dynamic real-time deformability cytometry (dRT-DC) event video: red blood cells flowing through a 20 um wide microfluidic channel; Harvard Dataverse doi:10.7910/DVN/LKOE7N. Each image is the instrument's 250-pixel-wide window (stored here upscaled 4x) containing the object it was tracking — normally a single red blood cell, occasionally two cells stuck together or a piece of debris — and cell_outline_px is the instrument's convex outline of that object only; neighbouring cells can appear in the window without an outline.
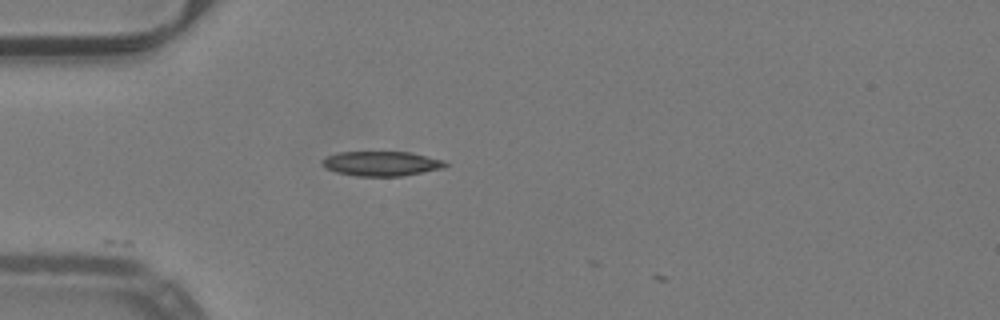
{"species": "common noctule bat (a hibernating species)", "species_latin": "Nyctalus noctula", "temperature_condition": "warm", "stored_images_in_passage": 4, "camera_frame_rate_fps": 3000, "um_per_image_px": 0.085, "animal": {"sex": "male", "body_mass_g": 19.2, "forearm_length_mm": 51.8}, "frame": {"image": 1, "passage_image": 3, "time_ms": 0.667, "image_size_px": [1000, 320], "cell_outline_px": [[448, 164], [444, 168], [404, 176], [356, 176], [336, 172], [320, 164], [320, 160], [324, 156], [340, 152], [412, 152], [444, 160]], "centroid_in_image_um": [32.42, 13.9], "position_along_channel_um": 52.6, "area_um2": 17.92}}